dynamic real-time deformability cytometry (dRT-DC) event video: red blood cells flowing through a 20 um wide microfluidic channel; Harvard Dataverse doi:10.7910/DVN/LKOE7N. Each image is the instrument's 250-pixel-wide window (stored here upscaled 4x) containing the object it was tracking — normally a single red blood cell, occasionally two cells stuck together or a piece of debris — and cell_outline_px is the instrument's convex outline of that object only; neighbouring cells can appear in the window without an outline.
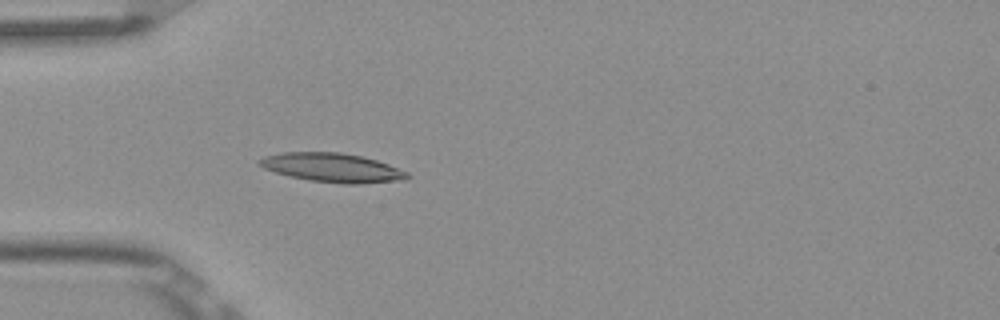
{"species": "Egyptian fruit bat (a non-hibernating species)", "species_latin": "Rousettus aegyptiacus", "temperature_condition": "room temperature", "stored_images_in_passage": 5, "camera_frame_rate_fps": 3000, "um_per_image_px": 0.085, "frame": {"image": 1, "passage_image": 5, "time_ms": 1.333, "image_size_px": [1000, 320], "cell_outline_px": [[412, 176], [408, 180], [356, 184], [348, 184], [312, 180], [288, 176], [264, 168], [256, 164], [256, 160], [264, 156], [284, 152], [340, 152], [360, 156], [376, 160], [388, 164], [408, 172]], "centroid_in_image_um": [28.26, 14.25], "position_along_channel_um": 56.7, "area_um2": 25.03}}